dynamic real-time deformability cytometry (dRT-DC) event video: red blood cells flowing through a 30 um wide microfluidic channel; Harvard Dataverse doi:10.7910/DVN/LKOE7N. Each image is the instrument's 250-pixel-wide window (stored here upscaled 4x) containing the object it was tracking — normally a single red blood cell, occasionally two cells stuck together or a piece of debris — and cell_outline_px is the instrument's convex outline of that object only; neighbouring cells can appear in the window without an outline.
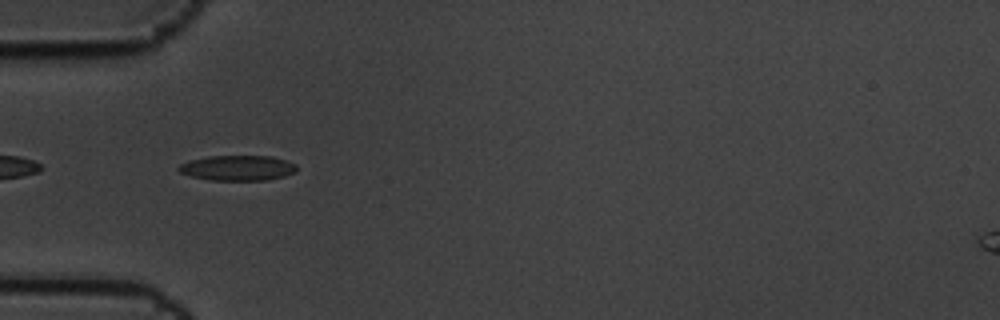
{"species": "common noctule bat (a hibernating species)", "species_latin": "Nyctalus noctula", "temperature_condition": "cold", "stored_images_in_passage": 6, "segment_of_instrument_passage": [2, 2], "camera_frame_rate_fps": 3000, "um_per_image_px": 0.085, "animal": {"sex": "male", "body_mass_g": 19.5, "forearm_length_mm": 54.6}, "frame": {"image": 1, "passage_image": 5, "time_ms": 1.333, "image_size_px": [1000, 320], "cell_outline_px": [[296, 172], [284, 176], [268, 180], [212, 180], [192, 176], [180, 172], [176, 168], [180, 164], [188, 160], [208, 156], [272, 156], [296, 164]], "centroid_in_image_um": [20.19, 14.27], "position_along_channel_um": 64.8, "area_um2": 17.34}}